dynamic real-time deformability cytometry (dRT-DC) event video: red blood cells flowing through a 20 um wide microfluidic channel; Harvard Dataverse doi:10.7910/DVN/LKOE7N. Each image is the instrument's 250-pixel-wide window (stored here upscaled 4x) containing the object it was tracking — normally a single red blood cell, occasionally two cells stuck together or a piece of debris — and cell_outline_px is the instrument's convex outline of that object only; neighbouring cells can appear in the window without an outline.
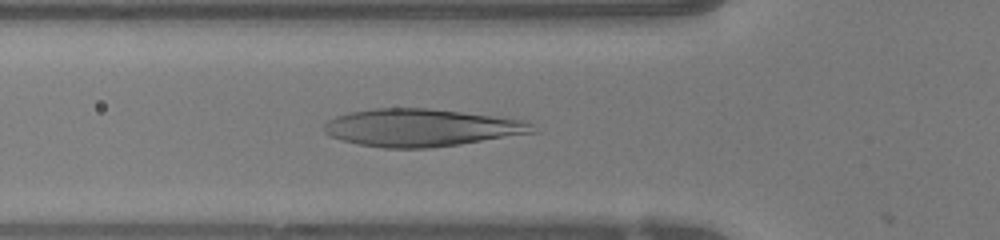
{"species": "human", "species_latin": "Homo sapiens", "temperature_condition": "warm", "stored_images_in_passage": 48, "camera_frame_rate_fps": 3000, "um_per_image_px": 0.085, "donor": {"sex": "female"}, "frame": {"image": 1, "passage_image": 15, "time_ms": 4.667, "image_size_px": [1000, 240], "cell_outline_px": [[540, 132], [460, 144], [432, 148], [384, 148], [360, 144], [344, 140], [332, 136], [324, 132], [324, 124], [328, 120], [336, 116], [352, 112], [376, 108], [428, 108], [460, 112], [520, 120], [532, 124]], "centroid_in_image_um": [35.82, 10.86], "position_along_channel_um": 90.0, "area_um2": 45.2}}
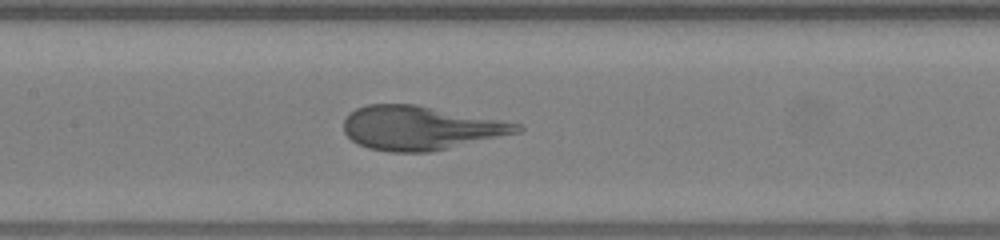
{"frame": {"image": 2, "passage_image": 21, "time_ms": 6.667, "image_size_px": [1000, 240], "cell_outline_px": [[524, 128], [520, 132], [432, 152], [392, 152], [368, 148], [356, 144], [344, 132], [344, 120], [356, 108], [368, 104], [416, 104], [500, 120], [520, 124]], "centroid_in_image_um": [35.72, 10.88], "position_along_channel_um": 171.7, "area_um2": 44.22}}
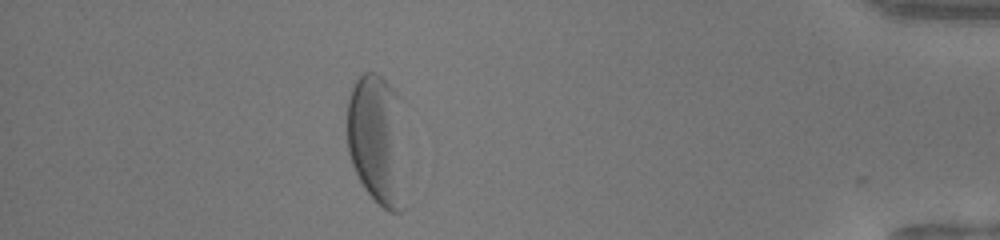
{"frame": {"image": 3, "passage_image": 42, "time_ms": 13.667, "image_size_px": [1000, 240], "cell_outline_px": [[404, 208], [400, 212], [392, 212], [384, 208], [364, 188], [352, 164], [348, 152], [348, 100], [352, 88], [356, 80], [364, 72], [376, 72], [400, 96]], "centroid_in_image_um": [32.03, 11.87], "position_along_channel_um": 403.2, "area_um2": 44.16}}